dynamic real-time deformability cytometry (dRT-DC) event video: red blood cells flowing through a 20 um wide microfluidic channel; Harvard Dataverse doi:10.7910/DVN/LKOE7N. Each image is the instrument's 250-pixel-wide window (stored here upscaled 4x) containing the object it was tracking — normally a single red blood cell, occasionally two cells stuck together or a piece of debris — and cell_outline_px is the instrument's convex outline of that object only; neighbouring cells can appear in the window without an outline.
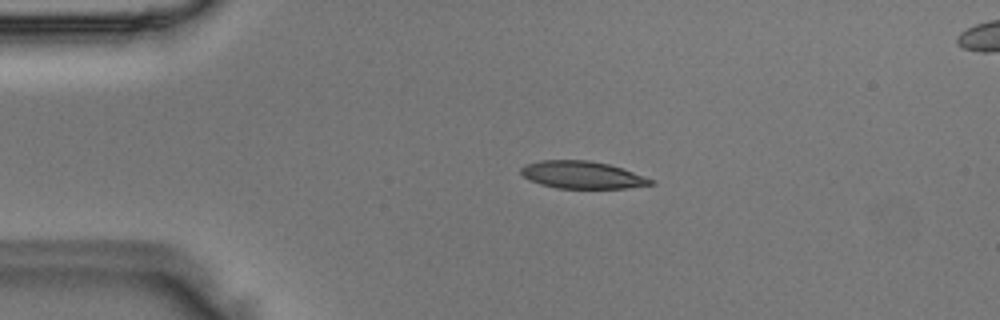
{"species": "Egyptian fruit bat (a non-hibernating species)", "species_latin": "Rousettus aegyptiacus", "temperature_condition": "room temperature", "stored_images_in_passage": 3, "segment_of_instrument_passage": [1, 2], "camera_frame_rate_fps": 3000, "um_per_image_px": 0.085, "animal": {"sex": "male"}, "frame": {"image": 1, "passage_image": 1, "time_ms": 0.0, "image_size_px": [1000, 320], "cell_outline_px": [[656, 184], [628, 188], [556, 188], [540, 184], [528, 180], [520, 172], [520, 168], [528, 164], [540, 160], [588, 160], [608, 164], [656, 180]], "centroid_in_image_um": [49.5, 14.87], "position_along_channel_um": 35.5, "area_um2": 20.69}}